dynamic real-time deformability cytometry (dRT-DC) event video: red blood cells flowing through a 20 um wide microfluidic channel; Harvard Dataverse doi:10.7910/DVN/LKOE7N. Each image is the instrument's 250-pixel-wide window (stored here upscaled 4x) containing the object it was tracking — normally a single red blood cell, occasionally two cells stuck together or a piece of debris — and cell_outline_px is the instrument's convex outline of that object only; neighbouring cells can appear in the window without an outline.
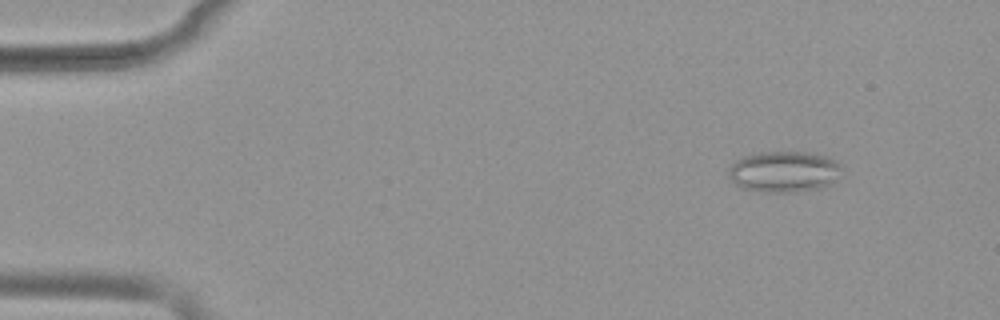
{"species": "common noctule bat (a hibernating species)", "species_latin": "Nyctalus noctula", "temperature_condition": "warm", "stored_images_in_passage": 52, "camera_frame_rate_fps": 3000, "um_per_image_px": 0.085, "animal": {"sex": "female", "body_mass_g": 19.9}, "frame": {"image": 1, "passage_image": 6, "time_ms": 1.667, "image_size_px": [1000, 320], "cell_outline_px": [[840, 168], [832, 184], [820, 188], [792, 192], [760, 192], [740, 188], [728, 176], [728, 168], [736, 160], [744, 156], [760, 152], [804, 152], [824, 156], [840, 164]], "centroid_in_image_um": [66.57, 14.6], "position_along_channel_um": 18.4, "area_um2": 26.88}}
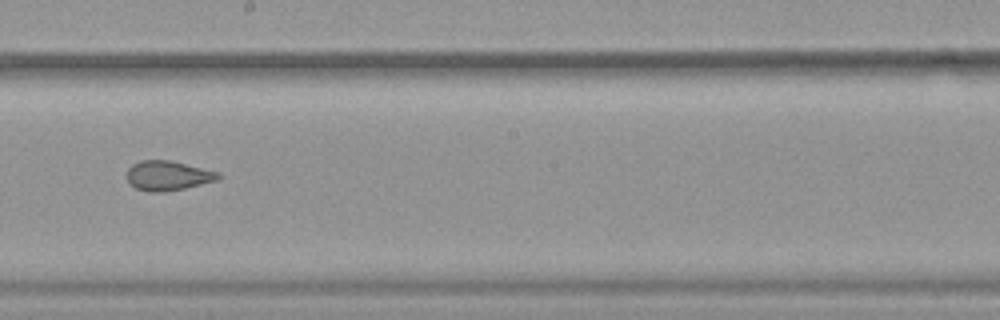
{"frame": {"image": 2, "passage_image": 30, "time_ms": 9.667, "image_size_px": [1000, 320], "cell_outline_px": [[224, 176], [216, 180], [184, 188], [164, 192], [148, 192], [136, 188], [128, 184], [128, 168], [132, 164], [140, 160], [168, 160], [220, 172]], "centroid_in_image_um": [14.26, 14.93], "position_along_channel_um": 233.9, "area_um2": 15.78}}
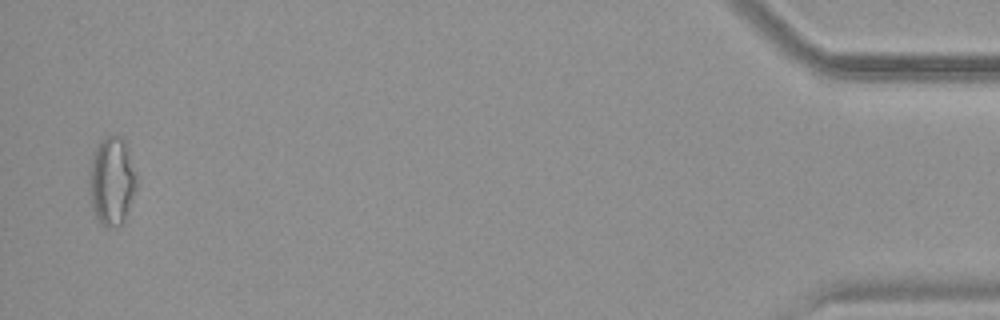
{"frame": {"image": 3, "passage_image": 51, "time_ms": 16.667, "image_size_px": [1000, 320], "cell_outline_px": [[136, 188], [124, 220], [120, 224], [108, 228], [104, 228], [100, 224], [92, 208], [88, 188], [88, 172], [92, 156], [100, 140], [104, 136], [116, 132], [124, 140], [128, 148], [136, 176]], "centroid_in_image_um": [9.47, 15.35], "position_along_channel_um": 425.7, "area_um2": 24.74}, "authors_computed_cell_mechanics": {"area_um2": 19.7676, "velocity_mm_per_s": 3.9265, "shape_relaxation_time_tau1_ms": null, "shape_relaxation_time_tau2_ms": 1.2023, "deformation_change_tau1": null, "deformation_change_tau2": 0.0803}}